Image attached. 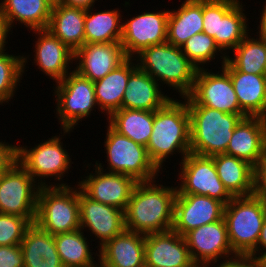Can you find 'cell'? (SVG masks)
Instances as JSON below:
<instances>
[{"label": "cell", "instance_id": "obj_33", "mask_svg": "<svg viewBox=\"0 0 266 267\" xmlns=\"http://www.w3.org/2000/svg\"><path fill=\"white\" fill-rule=\"evenodd\" d=\"M93 7L86 10L85 43L120 42L122 38V21L120 10L93 11ZM121 21V22H120Z\"/></svg>", "mask_w": 266, "mask_h": 267}, {"label": "cell", "instance_id": "obj_29", "mask_svg": "<svg viewBox=\"0 0 266 267\" xmlns=\"http://www.w3.org/2000/svg\"><path fill=\"white\" fill-rule=\"evenodd\" d=\"M217 175L233 197L254 194V166L227 154L211 156Z\"/></svg>", "mask_w": 266, "mask_h": 267}, {"label": "cell", "instance_id": "obj_32", "mask_svg": "<svg viewBox=\"0 0 266 267\" xmlns=\"http://www.w3.org/2000/svg\"><path fill=\"white\" fill-rule=\"evenodd\" d=\"M109 125L142 146H147L154 123V111L121 108L108 118Z\"/></svg>", "mask_w": 266, "mask_h": 267}, {"label": "cell", "instance_id": "obj_6", "mask_svg": "<svg viewBox=\"0 0 266 267\" xmlns=\"http://www.w3.org/2000/svg\"><path fill=\"white\" fill-rule=\"evenodd\" d=\"M66 184H49L38 191L34 223L52 235L80 229L79 185Z\"/></svg>", "mask_w": 266, "mask_h": 267}, {"label": "cell", "instance_id": "obj_25", "mask_svg": "<svg viewBox=\"0 0 266 267\" xmlns=\"http://www.w3.org/2000/svg\"><path fill=\"white\" fill-rule=\"evenodd\" d=\"M230 75L240 108L248 116H266V75L248 74L222 65Z\"/></svg>", "mask_w": 266, "mask_h": 267}, {"label": "cell", "instance_id": "obj_9", "mask_svg": "<svg viewBox=\"0 0 266 267\" xmlns=\"http://www.w3.org/2000/svg\"><path fill=\"white\" fill-rule=\"evenodd\" d=\"M56 84L53 92L57 102L55 109L65 135L93 112L97 104L94 82L72 70Z\"/></svg>", "mask_w": 266, "mask_h": 267}, {"label": "cell", "instance_id": "obj_40", "mask_svg": "<svg viewBox=\"0 0 266 267\" xmlns=\"http://www.w3.org/2000/svg\"><path fill=\"white\" fill-rule=\"evenodd\" d=\"M254 195L266 201V149L254 166Z\"/></svg>", "mask_w": 266, "mask_h": 267}, {"label": "cell", "instance_id": "obj_27", "mask_svg": "<svg viewBox=\"0 0 266 267\" xmlns=\"http://www.w3.org/2000/svg\"><path fill=\"white\" fill-rule=\"evenodd\" d=\"M86 9L59 4L52 7L49 30L72 51L85 44Z\"/></svg>", "mask_w": 266, "mask_h": 267}, {"label": "cell", "instance_id": "obj_15", "mask_svg": "<svg viewBox=\"0 0 266 267\" xmlns=\"http://www.w3.org/2000/svg\"><path fill=\"white\" fill-rule=\"evenodd\" d=\"M169 10L143 12L122 23L121 45L127 57L134 58L143 49L167 42ZM134 55V56H133Z\"/></svg>", "mask_w": 266, "mask_h": 267}, {"label": "cell", "instance_id": "obj_42", "mask_svg": "<svg viewBox=\"0 0 266 267\" xmlns=\"http://www.w3.org/2000/svg\"><path fill=\"white\" fill-rule=\"evenodd\" d=\"M1 141V140H0ZM17 157V146L0 142V174L6 171L15 161Z\"/></svg>", "mask_w": 266, "mask_h": 267}, {"label": "cell", "instance_id": "obj_14", "mask_svg": "<svg viewBox=\"0 0 266 267\" xmlns=\"http://www.w3.org/2000/svg\"><path fill=\"white\" fill-rule=\"evenodd\" d=\"M184 238L191 259L197 267H212L217 261L236 255L229 243L224 217L217 222L190 230Z\"/></svg>", "mask_w": 266, "mask_h": 267}, {"label": "cell", "instance_id": "obj_5", "mask_svg": "<svg viewBox=\"0 0 266 267\" xmlns=\"http://www.w3.org/2000/svg\"><path fill=\"white\" fill-rule=\"evenodd\" d=\"M266 218V201L257 196L233 197L224 207L230 246L236 255L255 257V247Z\"/></svg>", "mask_w": 266, "mask_h": 267}, {"label": "cell", "instance_id": "obj_20", "mask_svg": "<svg viewBox=\"0 0 266 267\" xmlns=\"http://www.w3.org/2000/svg\"><path fill=\"white\" fill-rule=\"evenodd\" d=\"M145 267H197L184 236L169 230L145 235Z\"/></svg>", "mask_w": 266, "mask_h": 267}, {"label": "cell", "instance_id": "obj_38", "mask_svg": "<svg viewBox=\"0 0 266 267\" xmlns=\"http://www.w3.org/2000/svg\"><path fill=\"white\" fill-rule=\"evenodd\" d=\"M30 224L24 217L0 213V246L21 244Z\"/></svg>", "mask_w": 266, "mask_h": 267}, {"label": "cell", "instance_id": "obj_35", "mask_svg": "<svg viewBox=\"0 0 266 267\" xmlns=\"http://www.w3.org/2000/svg\"><path fill=\"white\" fill-rule=\"evenodd\" d=\"M249 36L233 49L234 57L227 56L226 61L240 72L266 75V41Z\"/></svg>", "mask_w": 266, "mask_h": 267}, {"label": "cell", "instance_id": "obj_43", "mask_svg": "<svg viewBox=\"0 0 266 267\" xmlns=\"http://www.w3.org/2000/svg\"><path fill=\"white\" fill-rule=\"evenodd\" d=\"M10 32V28L8 26L6 16L3 14L2 7L0 6V50H4L7 44L8 33Z\"/></svg>", "mask_w": 266, "mask_h": 267}, {"label": "cell", "instance_id": "obj_28", "mask_svg": "<svg viewBox=\"0 0 266 267\" xmlns=\"http://www.w3.org/2000/svg\"><path fill=\"white\" fill-rule=\"evenodd\" d=\"M128 57L117 68L108 73L103 79L94 82L97 106L109 117L113 112L121 109L123 95L130 74L138 67L135 61ZM135 63V64H134ZM100 106V107H99Z\"/></svg>", "mask_w": 266, "mask_h": 267}, {"label": "cell", "instance_id": "obj_4", "mask_svg": "<svg viewBox=\"0 0 266 267\" xmlns=\"http://www.w3.org/2000/svg\"><path fill=\"white\" fill-rule=\"evenodd\" d=\"M137 57V66L159 81L187 96L194 84L198 68L182 52L181 48L166 42L143 49Z\"/></svg>", "mask_w": 266, "mask_h": 267}, {"label": "cell", "instance_id": "obj_18", "mask_svg": "<svg viewBox=\"0 0 266 267\" xmlns=\"http://www.w3.org/2000/svg\"><path fill=\"white\" fill-rule=\"evenodd\" d=\"M80 228L90 230L100 241V248L125 230L124 211L99 203L79 187Z\"/></svg>", "mask_w": 266, "mask_h": 267}, {"label": "cell", "instance_id": "obj_2", "mask_svg": "<svg viewBox=\"0 0 266 267\" xmlns=\"http://www.w3.org/2000/svg\"><path fill=\"white\" fill-rule=\"evenodd\" d=\"M171 98L162 108L154 111V123L146 146L148 156L160 170L175 152L184 158L190 153V115L186 100Z\"/></svg>", "mask_w": 266, "mask_h": 267}, {"label": "cell", "instance_id": "obj_7", "mask_svg": "<svg viewBox=\"0 0 266 267\" xmlns=\"http://www.w3.org/2000/svg\"><path fill=\"white\" fill-rule=\"evenodd\" d=\"M240 3V0H202L203 32L213 37L222 51H233L250 33Z\"/></svg>", "mask_w": 266, "mask_h": 267}, {"label": "cell", "instance_id": "obj_11", "mask_svg": "<svg viewBox=\"0 0 266 267\" xmlns=\"http://www.w3.org/2000/svg\"><path fill=\"white\" fill-rule=\"evenodd\" d=\"M61 139L60 134L55 135L44 142L42 140V143L30 149L27 146L17 145L16 160L36 180V183L41 177L37 183L40 187L48 186L44 180L46 177H54L60 181L65 172L68 173L67 170L71 168L70 155L65 148L63 149Z\"/></svg>", "mask_w": 266, "mask_h": 267}, {"label": "cell", "instance_id": "obj_12", "mask_svg": "<svg viewBox=\"0 0 266 267\" xmlns=\"http://www.w3.org/2000/svg\"><path fill=\"white\" fill-rule=\"evenodd\" d=\"M198 69L191 92L183 97L187 105H202L230 114H246L237 100L230 75L222 68V72H207ZM220 73V74H219Z\"/></svg>", "mask_w": 266, "mask_h": 267}, {"label": "cell", "instance_id": "obj_8", "mask_svg": "<svg viewBox=\"0 0 266 267\" xmlns=\"http://www.w3.org/2000/svg\"><path fill=\"white\" fill-rule=\"evenodd\" d=\"M105 140L104 146L109 164L107 172L125 174L137 182L157 178L160 170L150 160L145 146L118 133L109 124Z\"/></svg>", "mask_w": 266, "mask_h": 267}, {"label": "cell", "instance_id": "obj_46", "mask_svg": "<svg viewBox=\"0 0 266 267\" xmlns=\"http://www.w3.org/2000/svg\"><path fill=\"white\" fill-rule=\"evenodd\" d=\"M266 3V1H265ZM262 16H261V20H260V25L257 27L259 30V35L258 37L262 38L264 41H266V4L264 6V8L262 9Z\"/></svg>", "mask_w": 266, "mask_h": 267}, {"label": "cell", "instance_id": "obj_13", "mask_svg": "<svg viewBox=\"0 0 266 267\" xmlns=\"http://www.w3.org/2000/svg\"><path fill=\"white\" fill-rule=\"evenodd\" d=\"M179 194L206 195L226 205L233 196L217 175L214 160L210 156L187 154L180 162Z\"/></svg>", "mask_w": 266, "mask_h": 267}, {"label": "cell", "instance_id": "obj_39", "mask_svg": "<svg viewBox=\"0 0 266 267\" xmlns=\"http://www.w3.org/2000/svg\"><path fill=\"white\" fill-rule=\"evenodd\" d=\"M0 267H24L20 244L0 246Z\"/></svg>", "mask_w": 266, "mask_h": 267}, {"label": "cell", "instance_id": "obj_16", "mask_svg": "<svg viewBox=\"0 0 266 267\" xmlns=\"http://www.w3.org/2000/svg\"><path fill=\"white\" fill-rule=\"evenodd\" d=\"M96 161L95 173H90L78 185L91 199L106 205L126 210L137 181L128 175L109 173Z\"/></svg>", "mask_w": 266, "mask_h": 267}, {"label": "cell", "instance_id": "obj_1", "mask_svg": "<svg viewBox=\"0 0 266 267\" xmlns=\"http://www.w3.org/2000/svg\"><path fill=\"white\" fill-rule=\"evenodd\" d=\"M154 183H136L124 211L126 230L143 235L172 230L177 188Z\"/></svg>", "mask_w": 266, "mask_h": 267}, {"label": "cell", "instance_id": "obj_41", "mask_svg": "<svg viewBox=\"0 0 266 267\" xmlns=\"http://www.w3.org/2000/svg\"><path fill=\"white\" fill-rule=\"evenodd\" d=\"M219 264L213 267H266L263 259L251 255L231 256Z\"/></svg>", "mask_w": 266, "mask_h": 267}, {"label": "cell", "instance_id": "obj_47", "mask_svg": "<svg viewBox=\"0 0 266 267\" xmlns=\"http://www.w3.org/2000/svg\"><path fill=\"white\" fill-rule=\"evenodd\" d=\"M46 1L49 2L52 6L61 4V0H46Z\"/></svg>", "mask_w": 266, "mask_h": 267}, {"label": "cell", "instance_id": "obj_37", "mask_svg": "<svg viewBox=\"0 0 266 267\" xmlns=\"http://www.w3.org/2000/svg\"><path fill=\"white\" fill-rule=\"evenodd\" d=\"M188 60L198 69L203 68V64H207L215 59L217 53L220 52L222 65L225 63L227 56L215 42V39L204 32L193 35L180 47ZM224 54H223V53ZM202 65V67H201Z\"/></svg>", "mask_w": 266, "mask_h": 267}, {"label": "cell", "instance_id": "obj_23", "mask_svg": "<svg viewBox=\"0 0 266 267\" xmlns=\"http://www.w3.org/2000/svg\"><path fill=\"white\" fill-rule=\"evenodd\" d=\"M98 252V262L104 267H145V235L125 229Z\"/></svg>", "mask_w": 266, "mask_h": 267}, {"label": "cell", "instance_id": "obj_34", "mask_svg": "<svg viewBox=\"0 0 266 267\" xmlns=\"http://www.w3.org/2000/svg\"><path fill=\"white\" fill-rule=\"evenodd\" d=\"M83 234L84 231L80 228L54 235L57 252L64 267H94L98 264Z\"/></svg>", "mask_w": 266, "mask_h": 267}, {"label": "cell", "instance_id": "obj_24", "mask_svg": "<svg viewBox=\"0 0 266 267\" xmlns=\"http://www.w3.org/2000/svg\"><path fill=\"white\" fill-rule=\"evenodd\" d=\"M161 84L137 67L129 76L121 108L155 111L171 98L162 94Z\"/></svg>", "mask_w": 266, "mask_h": 267}, {"label": "cell", "instance_id": "obj_30", "mask_svg": "<svg viewBox=\"0 0 266 267\" xmlns=\"http://www.w3.org/2000/svg\"><path fill=\"white\" fill-rule=\"evenodd\" d=\"M180 6L169 10L167 21V42L178 47L203 32L202 0H185Z\"/></svg>", "mask_w": 266, "mask_h": 267}, {"label": "cell", "instance_id": "obj_45", "mask_svg": "<svg viewBox=\"0 0 266 267\" xmlns=\"http://www.w3.org/2000/svg\"><path fill=\"white\" fill-rule=\"evenodd\" d=\"M95 1L97 0H61V4L87 10L91 7H94Z\"/></svg>", "mask_w": 266, "mask_h": 267}, {"label": "cell", "instance_id": "obj_3", "mask_svg": "<svg viewBox=\"0 0 266 267\" xmlns=\"http://www.w3.org/2000/svg\"><path fill=\"white\" fill-rule=\"evenodd\" d=\"M190 115V153H226L234 128L247 114H230L202 105H187Z\"/></svg>", "mask_w": 266, "mask_h": 267}, {"label": "cell", "instance_id": "obj_10", "mask_svg": "<svg viewBox=\"0 0 266 267\" xmlns=\"http://www.w3.org/2000/svg\"><path fill=\"white\" fill-rule=\"evenodd\" d=\"M40 186L16 160L0 175V213L35 222Z\"/></svg>", "mask_w": 266, "mask_h": 267}, {"label": "cell", "instance_id": "obj_22", "mask_svg": "<svg viewBox=\"0 0 266 267\" xmlns=\"http://www.w3.org/2000/svg\"><path fill=\"white\" fill-rule=\"evenodd\" d=\"M33 32L39 34L34 46L35 65L56 83L60 82L70 73L68 69L69 64L74 61V51L47 29L33 30Z\"/></svg>", "mask_w": 266, "mask_h": 267}, {"label": "cell", "instance_id": "obj_48", "mask_svg": "<svg viewBox=\"0 0 266 267\" xmlns=\"http://www.w3.org/2000/svg\"><path fill=\"white\" fill-rule=\"evenodd\" d=\"M94 267H104V266H102L101 264L99 265V262H98V264Z\"/></svg>", "mask_w": 266, "mask_h": 267}, {"label": "cell", "instance_id": "obj_31", "mask_svg": "<svg viewBox=\"0 0 266 267\" xmlns=\"http://www.w3.org/2000/svg\"><path fill=\"white\" fill-rule=\"evenodd\" d=\"M0 6L10 30L15 21L30 30L47 29L53 7L46 0H3Z\"/></svg>", "mask_w": 266, "mask_h": 267}, {"label": "cell", "instance_id": "obj_36", "mask_svg": "<svg viewBox=\"0 0 266 267\" xmlns=\"http://www.w3.org/2000/svg\"><path fill=\"white\" fill-rule=\"evenodd\" d=\"M6 49L0 50V105L13 99L14 92L28 63V56H14L5 52Z\"/></svg>", "mask_w": 266, "mask_h": 267}, {"label": "cell", "instance_id": "obj_21", "mask_svg": "<svg viewBox=\"0 0 266 267\" xmlns=\"http://www.w3.org/2000/svg\"><path fill=\"white\" fill-rule=\"evenodd\" d=\"M265 149V118L247 116L242 118L234 128L225 154L243 159L255 166L263 156Z\"/></svg>", "mask_w": 266, "mask_h": 267}, {"label": "cell", "instance_id": "obj_17", "mask_svg": "<svg viewBox=\"0 0 266 267\" xmlns=\"http://www.w3.org/2000/svg\"><path fill=\"white\" fill-rule=\"evenodd\" d=\"M225 205L206 195L179 194L174 200L172 230L184 236L192 229L224 217Z\"/></svg>", "mask_w": 266, "mask_h": 267}, {"label": "cell", "instance_id": "obj_19", "mask_svg": "<svg viewBox=\"0 0 266 267\" xmlns=\"http://www.w3.org/2000/svg\"><path fill=\"white\" fill-rule=\"evenodd\" d=\"M128 57L120 42L85 43L74 52L75 71L92 82L103 79Z\"/></svg>", "mask_w": 266, "mask_h": 267}, {"label": "cell", "instance_id": "obj_44", "mask_svg": "<svg viewBox=\"0 0 266 267\" xmlns=\"http://www.w3.org/2000/svg\"><path fill=\"white\" fill-rule=\"evenodd\" d=\"M261 247L264 251L261 249ZM257 256L258 258H261V259H263L266 256V218L262 225V229H261V232L258 238L257 246L255 247V257Z\"/></svg>", "mask_w": 266, "mask_h": 267}, {"label": "cell", "instance_id": "obj_26", "mask_svg": "<svg viewBox=\"0 0 266 267\" xmlns=\"http://www.w3.org/2000/svg\"><path fill=\"white\" fill-rule=\"evenodd\" d=\"M24 267H64L57 252L54 235L31 223L20 244Z\"/></svg>", "mask_w": 266, "mask_h": 267}]
</instances>
